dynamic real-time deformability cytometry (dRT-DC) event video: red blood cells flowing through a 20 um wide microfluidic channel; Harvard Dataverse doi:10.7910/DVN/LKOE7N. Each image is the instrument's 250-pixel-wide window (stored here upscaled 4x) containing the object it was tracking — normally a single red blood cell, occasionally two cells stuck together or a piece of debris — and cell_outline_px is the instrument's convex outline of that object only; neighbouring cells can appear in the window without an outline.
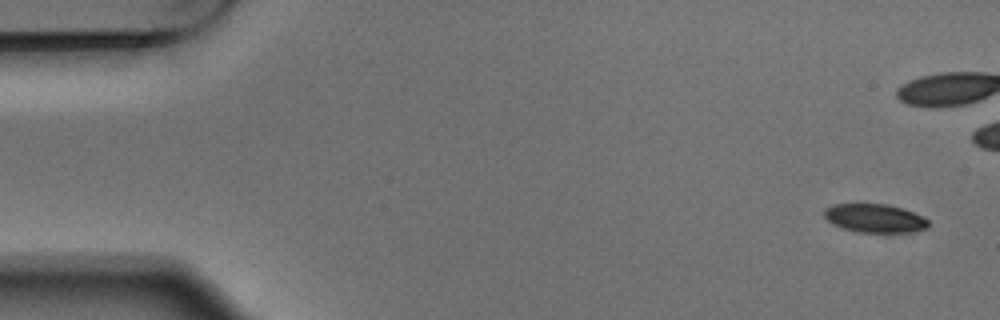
{"species": "Egyptian fruit bat (a non-hibernating species)", "species_latin": "Rousettus aegyptiacus", "temperature_condition": "warm", "stored_images_in_passage": 10, "camera_frame_rate_fps": 3000, "um_per_image_px": 0.085, "animal": {"sex": "male"}, "frame": {"image": 1, "passage_image": 1, "time_ms": 0.0, "image_size_px": [1000, 320], "cell_outline_px": [[928, 228], [908, 232], [860, 232], [844, 228], [832, 224], [824, 216], [824, 208], [832, 204], [888, 204], [904, 208], [924, 216], [928, 220]], "centroid_in_image_um": [74.37, 18.53], "position_along_channel_um": 10.6, "area_um2": 17.4}}